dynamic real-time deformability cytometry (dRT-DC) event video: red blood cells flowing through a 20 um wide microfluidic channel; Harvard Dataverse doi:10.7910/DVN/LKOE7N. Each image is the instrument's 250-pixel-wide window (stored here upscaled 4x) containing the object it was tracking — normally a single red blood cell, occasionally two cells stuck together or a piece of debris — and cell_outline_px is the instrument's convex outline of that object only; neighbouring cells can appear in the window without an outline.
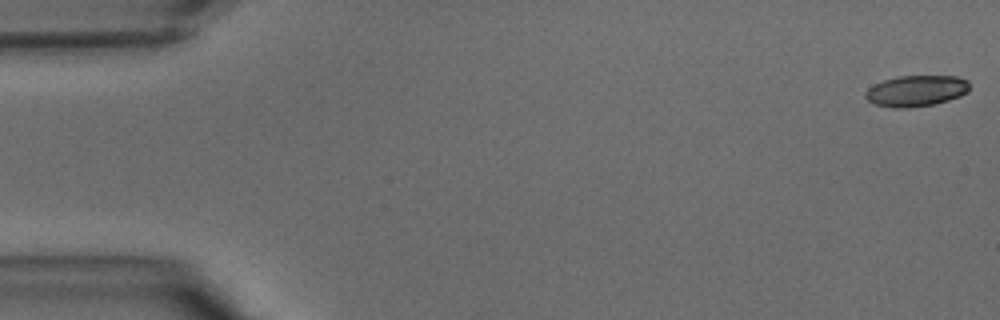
{"species": "common noctule bat (a hibernating species)", "species_latin": "Nyctalus noctula", "temperature_condition": "warm", "stored_images_in_passage": 40, "camera_frame_rate_fps": 3000, "um_per_image_px": 0.085, "animal": {"sex": "male", "body_mass_g": 15.6}, "frame": {"image": 1, "passage_image": 1, "time_ms": 0.0, "image_size_px": [1000, 320], "cell_outline_px": [[968, 92], [960, 96], [936, 104], [908, 108], [892, 108], [876, 104], [868, 100], [864, 96], [864, 92], [868, 88], [884, 80], [896, 76], [956, 76], [968, 80]], "centroid_in_image_um": [77.87, 7.73], "position_along_channel_um": 7.1, "area_um2": 18.9}}
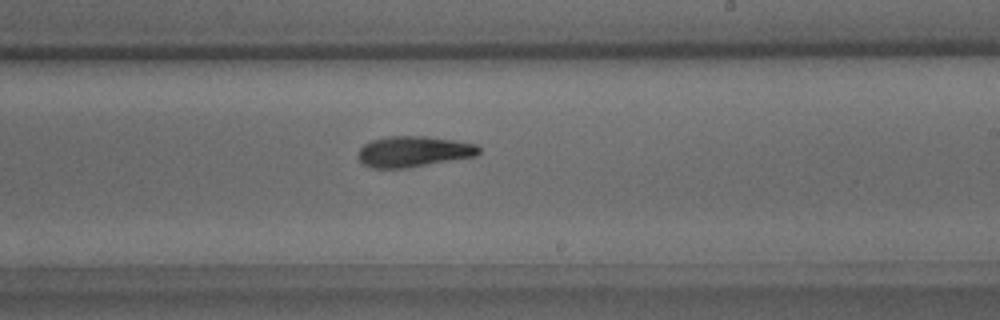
{"frame": {"image": 2, "passage_image": 24, "time_ms": 7.667, "image_size_px": [1000, 320], "cell_outline_px": [[480, 152], [476, 156], [408, 168], [372, 168], [364, 164], [356, 156], [360, 148], [364, 144], [372, 140], [392, 136], [424, 136], [456, 140], [476, 144], [480, 148]], "centroid_in_image_um": [35.16, 12.88], "position_along_channel_um": 253.8, "area_um2": 21.73}}
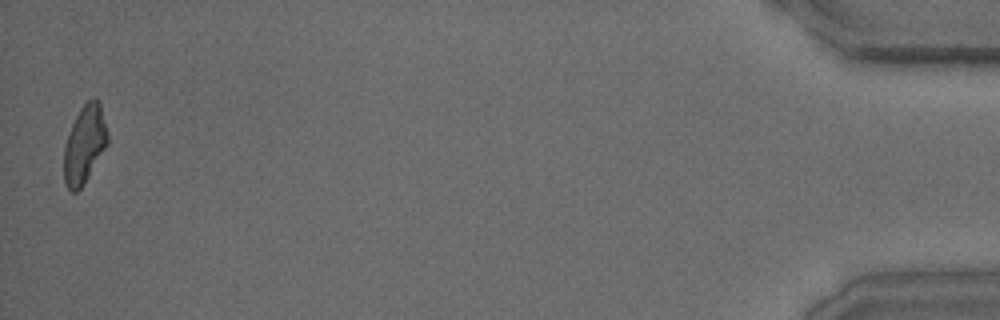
{"frame": {"image": 3, "passage_image": 40, "time_ms": 13.0, "image_size_px": [1000, 320], "cell_outline_px": [[108, 144], [84, 184], [76, 192], [72, 192], [68, 188], [64, 180], [64, 148], [72, 124], [80, 108], [88, 100], [100, 100], [108, 132]], "centroid_in_image_um": [7.2, 12.27], "position_along_channel_um": 428.0, "area_um2": 19.71}}